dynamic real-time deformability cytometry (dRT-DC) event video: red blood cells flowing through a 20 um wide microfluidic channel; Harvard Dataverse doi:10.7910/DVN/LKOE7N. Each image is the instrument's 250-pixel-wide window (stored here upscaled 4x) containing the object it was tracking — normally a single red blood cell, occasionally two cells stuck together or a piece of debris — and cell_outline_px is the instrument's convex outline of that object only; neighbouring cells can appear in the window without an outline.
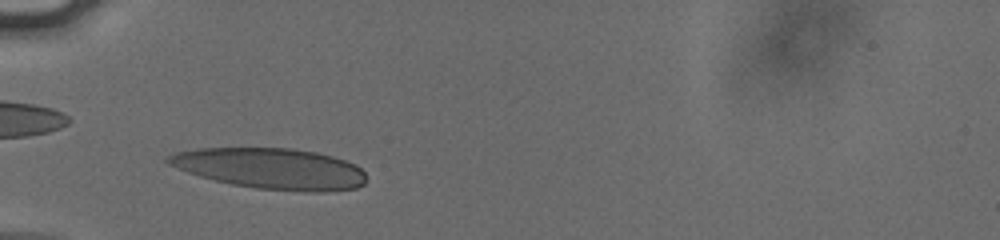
{"species": "human", "species_latin": "Homo sapiens", "temperature_condition": "cold", "stored_images_in_passage": 38, "camera_frame_rate_fps": 3000, "um_per_image_px": 0.085, "donor": {"sex": "male"}, "frame": {"image": 1, "passage_image": 5, "time_ms": 1.333, "image_size_px": [1000, 240], "cell_outline_px": [[368, 180], [364, 184], [356, 188], [324, 192], [308, 192], [256, 188], [232, 184], [200, 176], [188, 172], [168, 164], [164, 160], [168, 156], [176, 152], [196, 148], [292, 148], [316, 152], [332, 156], [356, 164], [364, 172]], "centroid_in_image_um": [23.05, 14.32], "position_along_channel_um": 61.9, "area_um2": 47.28}}
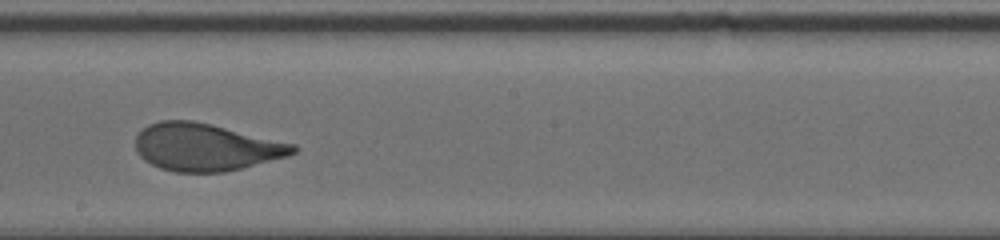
{"frame": {"image": 2, "passage_image": 19, "time_ms": 6.0, "image_size_px": [1000, 240], "cell_outline_px": [[296, 152], [288, 156], [224, 172], [176, 172], [160, 168], [144, 160], [136, 152], [136, 136], [148, 124], [160, 120], [192, 120], [212, 124], [296, 144]], "centroid_in_image_um": [17.48, 12.5], "position_along_channel_um": 230.7, "area_um2": 43.47}}
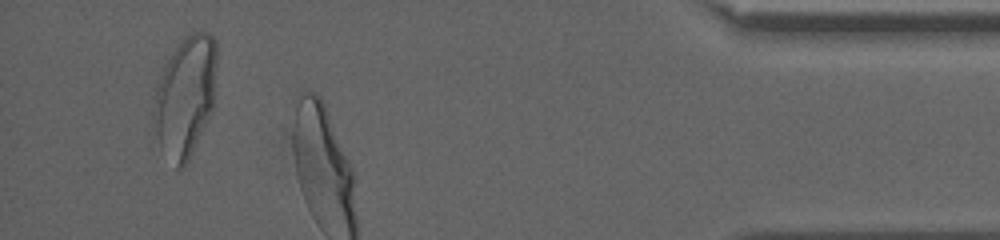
{"frame": {"image": 3, "passage_image": 36, "time_ms": 11.667, "image_size_px": [1000, 240], "cell_outline_px": [[216, 68], [212, 108], [192, 152], [184, 168], [180, 172], [176, 168], [160, 144], [156, 128], [156, 88], [164, 64], [180, 40], [184, 36], [192, 32], [208, 32], [216, 40]], "centroid_in_image_um": [15.78, 8.12], "position_along_channel_um": 419.4, "area_um2": 43.12}, "authors_computed_cell_mechanics": {"area_um2": 43.7835, "velocity_mm_per_s": 3.7921, "shape_relaxation_time_tau1_ms": 4.5252, "shape_relaxation_time_tau2_ms": null, "deformation_change_tau1": 0.1948, "deformation_change_tau2": null}}